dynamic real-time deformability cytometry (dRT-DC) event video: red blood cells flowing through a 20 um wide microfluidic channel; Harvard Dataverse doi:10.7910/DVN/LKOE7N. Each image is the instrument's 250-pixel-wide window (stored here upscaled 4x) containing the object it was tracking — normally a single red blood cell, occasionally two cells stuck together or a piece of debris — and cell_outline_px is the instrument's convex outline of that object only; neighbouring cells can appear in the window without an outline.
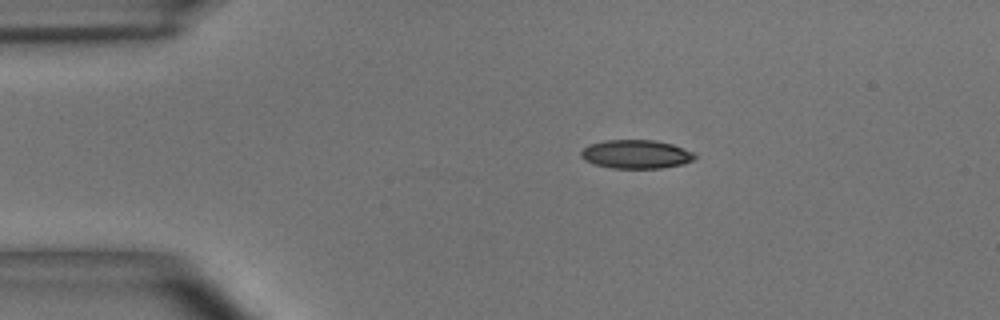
{"species": "common noctule bat (a hibernating species)", "species_latin": "Nyctalus noctula", "temperature_condition": "room temperature", "stored_images_in_passage": 6, "camera_frame_rate_fps": 3000, "um_per_image_px": 0.085, "animal": {"sex": "male", "body_mass_g": 15.6}, "frame": {"image": 1, "passage_image": 2, "time_ms": 0.333, "image_size_px": [1000, 320], "cell_outline_px": [[696, 156], [692, 160], [684, 164], [660, 168], [612, 168], [596, 164], [584, 160], [580, 156], [580, 152], [588, 144], [604, 140], [656, 140], [672, 144], [692, 152]], "centroid_in_image_um": [54.04, 13.1], "position_along_channel_um": 31.0, "area_um2": 18.96}}
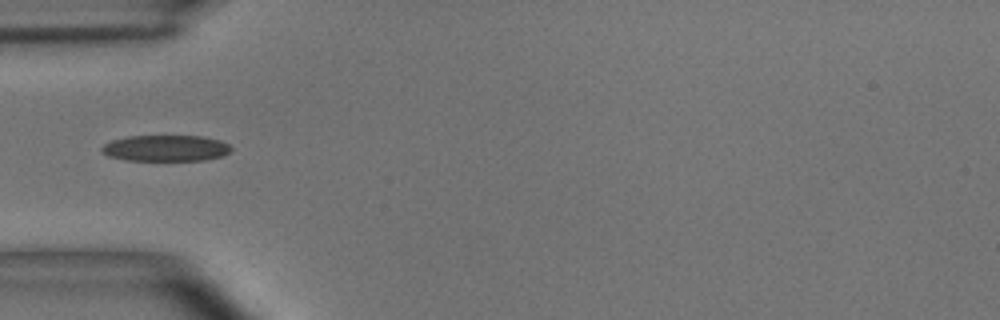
{"frame": {"image": 2, "passage_image": 4, "time_ms": 1.0, "image_size_px": [1000, 320], "cell_outline_px": [[232, 148], [224, 156], [204, 160], [124, 160], [108, 156], [100, 152], [100, 148], [104, 144], [112, 140], [128, 136], [204, 136], [220, 140], [228, 144]], "centroid_in_image_um": [14.07, 12.59], "position_along_channel_um": 70.9, "area_um2": 19.83}}
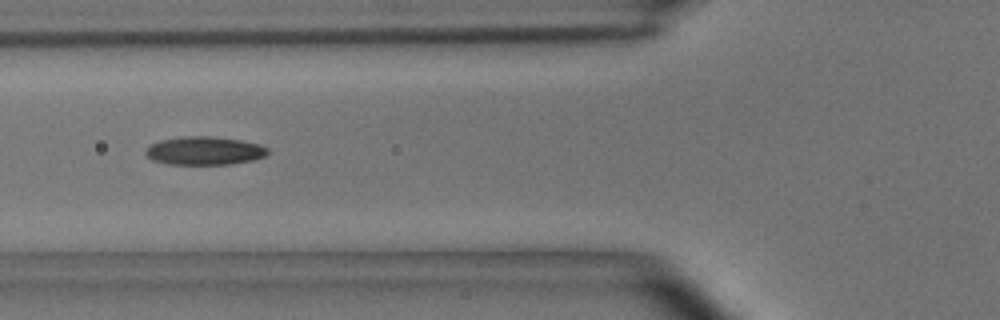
{"frame": {"image": 3, "passage_image": 5, "time_ms": 1.333, "image_size_px": [1000, 320], "cell_outline_px": [[268, 152], [264, 156], [252, 160], [228, 164], [168, 164], [152, 160], [144, 152], [152, 144], [160, 140], [184, 136], [212, 136], [240, 140], [260, 144], [268, 148]], "centroid_in_image_um": [17.38, 12.81], "position_along_channel_um": 108.4, "area_um2": 20.0}}